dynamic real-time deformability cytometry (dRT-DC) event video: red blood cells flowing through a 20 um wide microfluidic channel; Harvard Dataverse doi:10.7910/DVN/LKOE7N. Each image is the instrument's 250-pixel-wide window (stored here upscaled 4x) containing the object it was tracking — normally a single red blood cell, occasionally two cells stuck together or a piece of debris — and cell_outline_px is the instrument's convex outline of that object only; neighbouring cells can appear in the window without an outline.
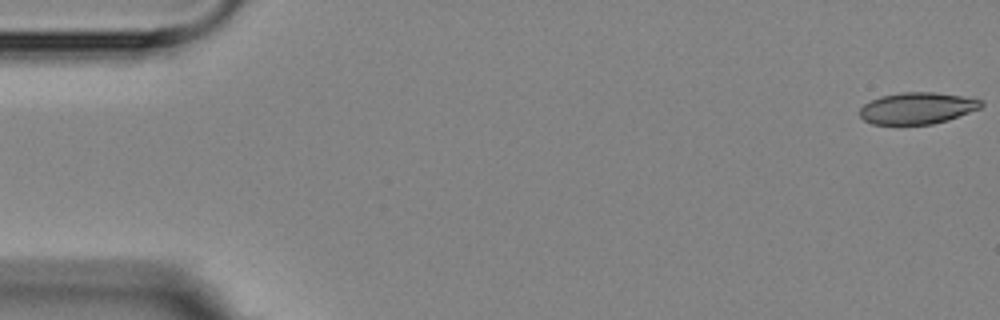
{"species": "Egyptian fruit bat (a non-hibernating species)", "species_latin": "Rousettus aegyptiacus", "temperature_condition": "room temperature", "stored_images_in_passage": 4, "camera_frame_rate_fps": 3000, "um_per_image_px": 0.085, "animal": {"sex": "female"}, "frame": {"image": 1, "passage_image": 1, "time_ms": 0.0, "image_size_px": [1000, 320], "cell_outline_px": [[984, 104], [980, 108], [948, 120], [932, 124], [872, 124], [864, 120], [860, 116], [860, 108], [864, 104], [880, 96], [900, 92], [936, 92], [984, 100]], "centroid_in_image_um": [77.97, 9.19], "position_along_channel_um": 7.0, "area_um2": 22.31}}